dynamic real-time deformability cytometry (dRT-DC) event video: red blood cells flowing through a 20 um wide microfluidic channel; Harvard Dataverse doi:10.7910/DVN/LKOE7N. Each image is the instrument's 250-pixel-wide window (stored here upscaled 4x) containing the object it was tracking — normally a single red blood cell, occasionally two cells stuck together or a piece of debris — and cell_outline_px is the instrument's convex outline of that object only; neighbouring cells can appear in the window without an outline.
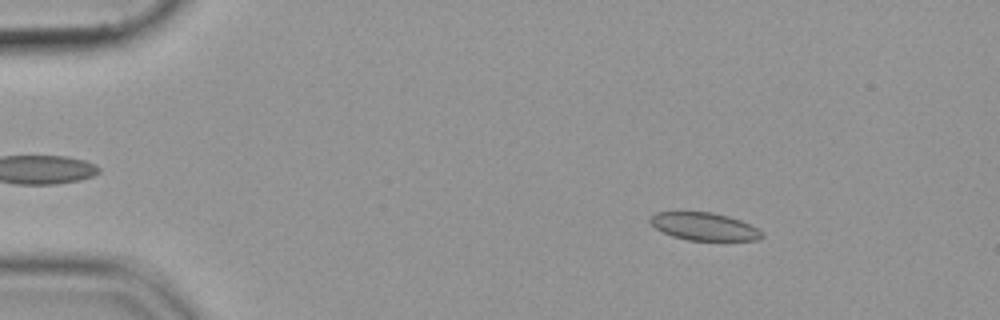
{"species": "common noctule bat (a hibernating species)", "species_latin": "Nyctalus noctula", "temperature_condition": "cold", "stored_images_in_passage": 54, "camera_frame_rate_fps": 3000, "um_per_image_px": 0.085, "animal": {"sex": "female", "body_mass_g": 19.9}, "frame": {"image": 1, "passage_image": 8, "time_ms": 2.333, "image_size_px": [1000, 320], "cell_outline_px": [[764, 236], [756, 240], [688, 240], [672, 236], [656, 228], [648, 220], [656, 212], [712, 212], [728, 216], [740, 220], [764, 232]], "centroid_in_image_um": [59.86, 19.25], "position_along_channel_um": 25.1, "area_um2": 17.86}}
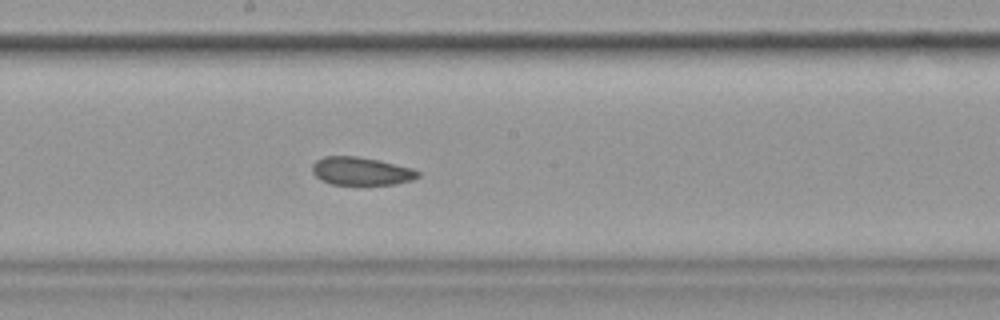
{"frame": {"image": 2, "passage_image": 30, "time_ms": 9.667, "image_size_px": [1000, 320], "cell_outline_px": [[420, 176], [412, 180], [392, 184], [332, 184], [320, 180], [312, 172], [312, 164], [316, 160], [324, 156], [356, 156], [380, 160], [412, 168], [420, 172]], "centroid_in_image_um": [30.68, 14.53], "position_along_channel_um": 217.5, "area_um2": 17.28}}
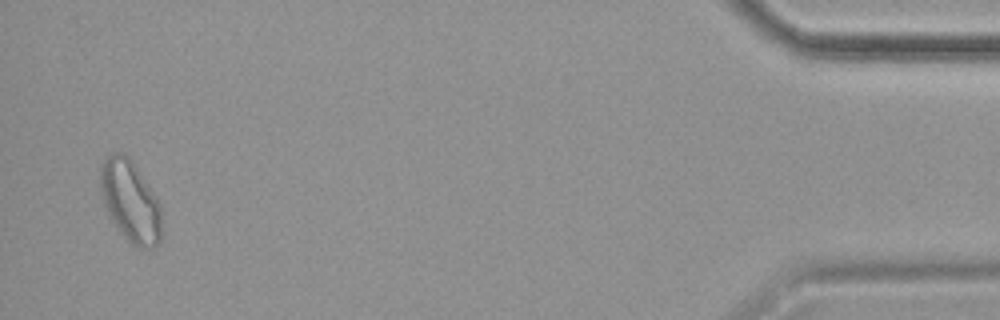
{"frame": {"image": 3, "passage_image": 53, "time_ms": 17.333, "image_size_px": [1000, 320], "cell_outline_px": [[160, 240], [152, 248], [140, 248], [132, 244], [124, 236], [112, 220], [104, 204], [100, 188], [100, 164], [112, 152], [124, 152], [128, 156], [160, 204]], "centroid_in_image_um": [11.05, 17.08], "position_along_channel_um": 424.2, "area_um2": 28.44}}